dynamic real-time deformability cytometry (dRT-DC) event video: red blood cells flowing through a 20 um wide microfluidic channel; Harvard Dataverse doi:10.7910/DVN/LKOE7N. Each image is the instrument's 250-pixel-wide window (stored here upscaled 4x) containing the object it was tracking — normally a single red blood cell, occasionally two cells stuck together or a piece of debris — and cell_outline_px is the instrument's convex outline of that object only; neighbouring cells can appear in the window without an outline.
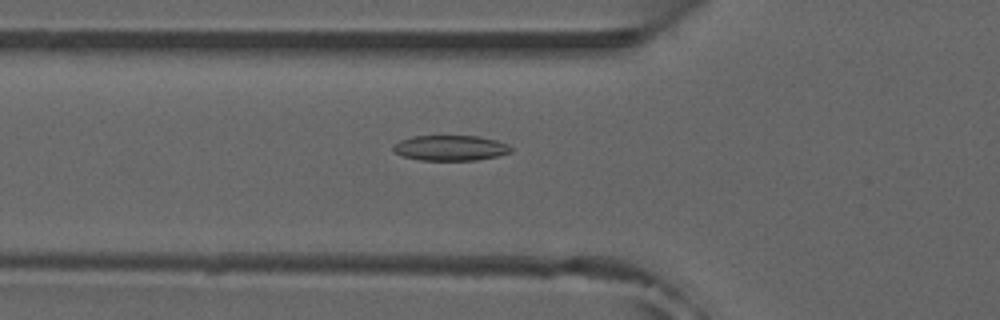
{"species": "common noctule bat (a hibernating species)", "species_latin": "Nyctalus noctula", "temperature_condition": "room temperature", "stored_images_in_passage": 51, "camera_frame_rate_fps": 3000, "um_per_image_px": 0.085, "animal": {"sex": "male", "forearm_length_mm": 52.5}, "frame": {"image": 1, "passage_image": 17, "time_ms": 5.333, "image_size_px": [1000, 320], "cell_outline_px": [[512, 152], [496, 156], [476, 160], [420, 160], [400, 156], [392, 152], [392, 148], [400, 140], [412, 136], [480, 136], [496, 140], [508, 144], [512, 148]], "centroid_in_image_um": [38.26, 12.58], "position_along_channel_um": 87.5, "area_um2": 17.51}}
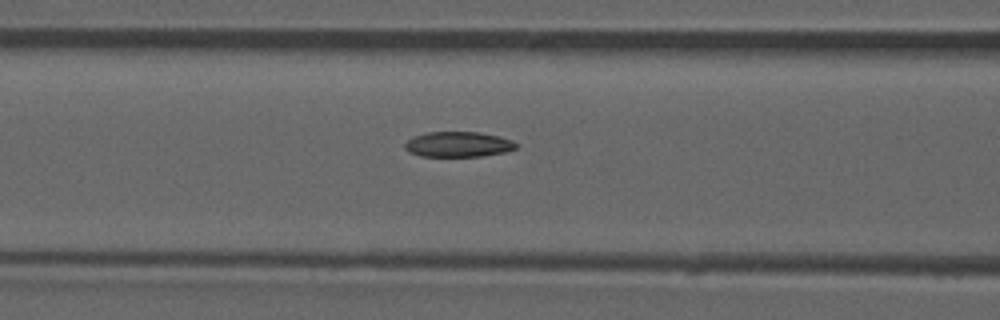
{"frame": {"image": 2, "passage_image": 20, "time_ms": 6.333, "image_size_px": [1000, 320], "cell_outline_px": [[520, 144], [516, 148], [504, 152], [484, 156], [420, 156], [408, 152], [404, 148], [404, 144], [408, 140], [416, 136], [428, 132], [480, 132], [500, 136], [512, 140]], "centroid_in_image_um": [38.98, 12.27], "position_along_channel_um": 127.6, "area_um2": 16.47}}
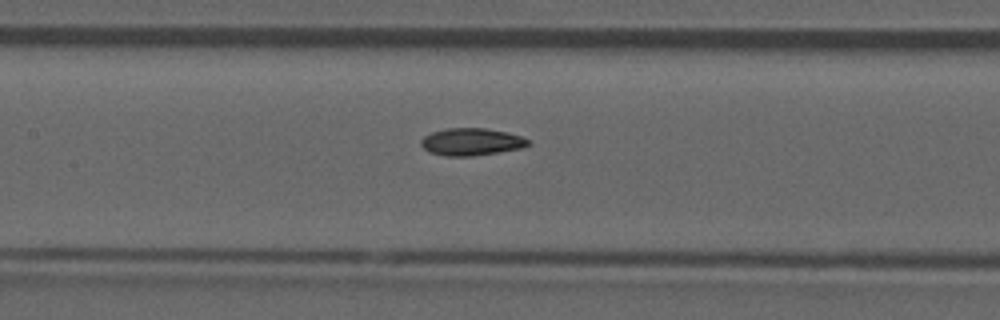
{"frame": {"image": 3, "passage_image": 23, "time_ms": 7.333, "image_size_px": [1000, 320], "cell_outline_px": [[532, 144], [520, 148], [472, 156], [444, 156], [428, 152], [420, 144], [420, 140], [424, 136], [432, 132], [448, 128], [484, 128], [508, 132], [520, 136], [528, 140]], "centroid_in_image_um": [40.03, 12.05], "position_along_channel_um": 167.4, "area_um2": 16.99}, "authors_computed_cell_mechanics": {"area_um2": 16.9354, "velocity_mm_per_s": 3.9586, "shape_relaxation_time_tau1_ms": null, "shape_relaxation_time_tau2_ms": 2.8776, "deformation_change_tau1": null, "deformation_change_tau2": 0.0878}}